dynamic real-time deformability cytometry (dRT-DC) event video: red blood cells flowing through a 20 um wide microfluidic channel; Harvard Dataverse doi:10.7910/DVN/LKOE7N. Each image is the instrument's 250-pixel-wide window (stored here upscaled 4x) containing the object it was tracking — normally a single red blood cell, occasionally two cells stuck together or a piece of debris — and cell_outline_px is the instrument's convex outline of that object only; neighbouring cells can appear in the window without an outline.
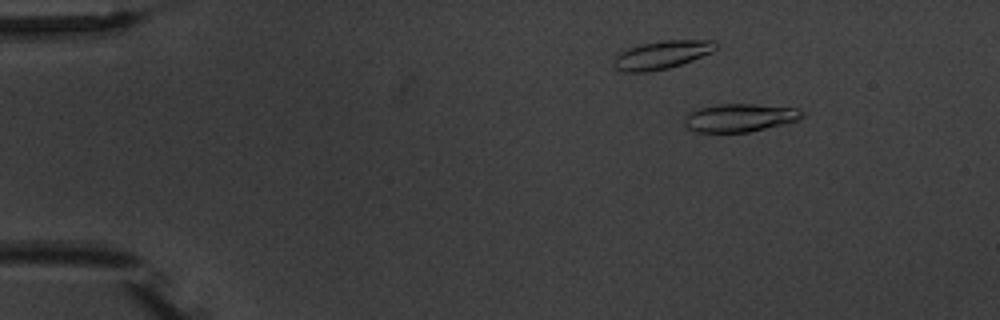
{"species": "common noctule bat (a hibernating species)", "species_latin": "Nyctalus noctula", "temperature_condition": "warm", "stored_images_in_passage": 6, "camera_frame_rate_fps": 3000, "um_per_image_px": 0.085, "animal": {"sex": "male", "body_mass_g": 20.1, "forearm_length_mm": 53.5}, "frame": {"image": 1, "passage_image": 3, "time_ms": 2.333, "image_size_px": [1000, 320], "cell_outline_px": [[804, 116], [800, 120], [784, 124], [748, 132], [696, 132], [688, 128], [684, 124], [684, 120], [688, 112], [700, 108], [716, 104], [752, 104], [800, 108], [804, 112]], "centroid_in_image_um": [62.91, 10.0], "position_along_channel_um": 22.1, "area_um2": 19.42}}